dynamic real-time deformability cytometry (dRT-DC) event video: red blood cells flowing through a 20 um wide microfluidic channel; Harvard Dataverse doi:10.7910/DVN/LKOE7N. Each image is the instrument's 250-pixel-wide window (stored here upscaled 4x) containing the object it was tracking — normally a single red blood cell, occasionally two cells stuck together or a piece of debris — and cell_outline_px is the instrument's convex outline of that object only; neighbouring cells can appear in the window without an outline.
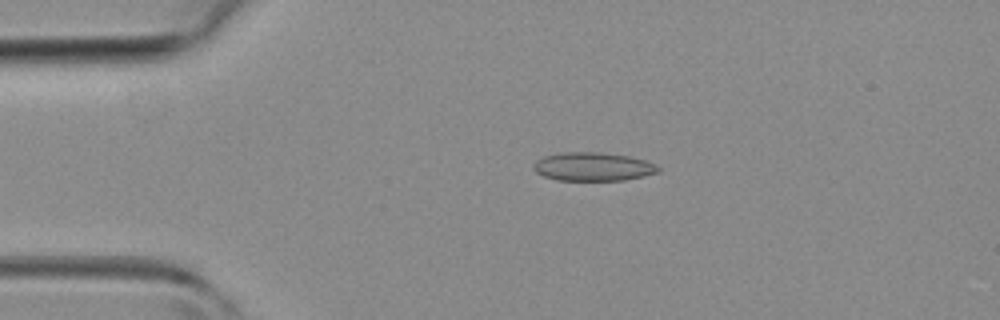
{"species": "common noctule bat (a hibernating species)", "species_latin": "Nyctalus noctula", "temperature_condition": "room temperature", "stored_images_in_passage": 43, "camera_frame_rate_fps": 3000, "um_per_image_px": 0.085, "animal": {"sex": "female", "body_mass_g": 19.3, "forearm_length_mm": 54.1}, "frame": {"image": 1, "passage_image": 8, "time_ms": 2.333, "image_size_px": [1000, 320], "cell_outline_px": [[660, 172], [644, 176], [624, 180], [556, 180], [544, 176], [536, 172], [532, 168], [532, 164], [536, 160], [544, 156], [560, 152], [600, 152], [628, 156], [644, 160], [656, 164], [660, 168]], "centroid_in_image_um": [50.39, 14.16], "position_along_channel_um": 34.6, "area_um2": 20.87}}
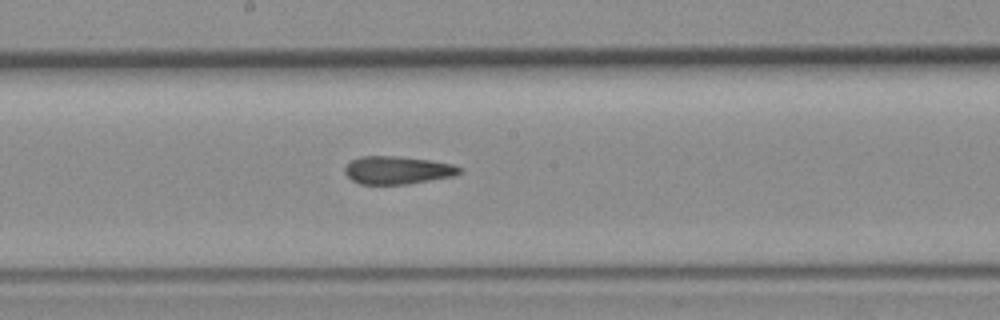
{"frame": {"image": 2, "passage_image": 22, "time_ms": 7.0, "image_size_px": [1000, 320], "cell_outline_px": [[464, 168], [456, 176], [408, 184], [360, 184], [352, 180], [344, 172], [344, 168], [352, 160], [360, 156], [396, 156], [432, 160], [452, 164]], "centroid_in_image_um": [33.82, 14.46], "position_along_channel_um": 214.4, "area_um2": 18.79}}
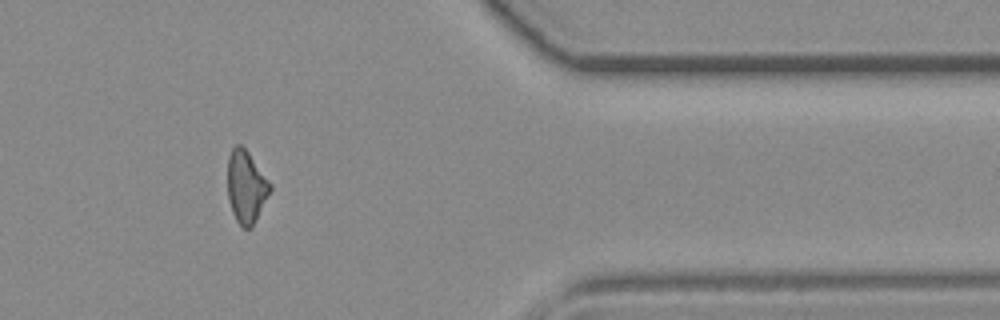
{"frame": {"image": 3, "passage_image": 35, "time_ms": 11.333, "image_size_px": [1000, 320], "cell_outline_px": [[272, 188], [252, 228], [244, 228], [236, 220], [232, 212], [228, 200], [228, 156], [232, 148], [236, 144], [240, 144], [248, 152], [272, 184]], "centroid_in_image_um": [20.92, 15.88], "position_along_channel_um": 390.5, "area_um2": 17.92}}